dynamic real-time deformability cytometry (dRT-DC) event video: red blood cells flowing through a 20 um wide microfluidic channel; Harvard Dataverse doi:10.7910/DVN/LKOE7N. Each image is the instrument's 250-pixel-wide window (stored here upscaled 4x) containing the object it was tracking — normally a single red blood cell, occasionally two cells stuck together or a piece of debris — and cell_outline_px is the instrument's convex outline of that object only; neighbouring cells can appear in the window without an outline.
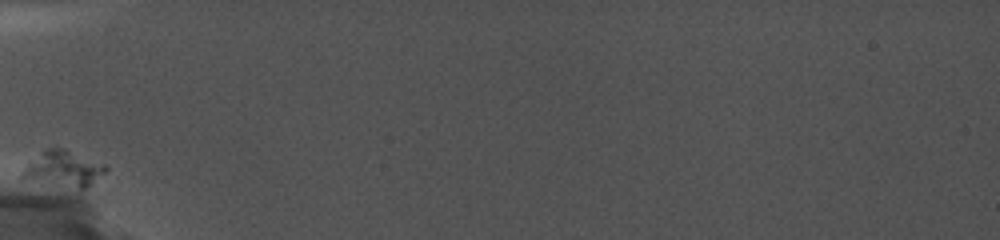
{"species": "common noctule bat (a hibernating species)", "species_latin": "Nyctalus noctula", "temperature_condition": "cold", "stored_images_in_passage": 20, "camera_frame_rate_fps": 5000, "um_per_image_px": 0.085, "animal": {"sex": "female", "body_mass_g": 19.0, "forearm_length_mm": 56.7}, "frame": {"image": 1, "passage_image": 1, "time_ms": 0.0, "image_size_px": [1000, 240], "cell_outline_px": [[108, 168], [104, 172], [84, 188], [80, 188], [20, 180], [20, 172], [28, 160], [44, 148], [64, 148], [104, 164]], "centroid_in_image_um": [5.25, 14.32], "position_along_channel_um": 79.7, "area_um2": 17.46}}
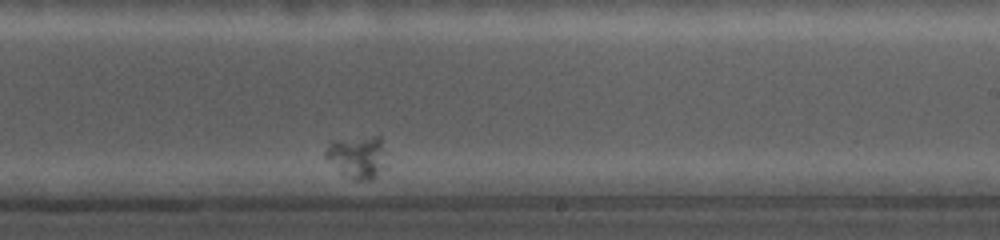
{"frame": {"image": 2, "passage_image": 10, "time_ms": 6.4, "image_size_px": [1000, 240], "cell_outline_px": [[388, 168], [372, 180], [352, 180], [340, 172], [324, 156], [324, 152], [328, 144], [332, 140], [372, 136], [380, 136]], "centroid_in_image_um": [30.41, 13.36], "position_along_channel_um": 258.6, "area_um2": 15.43}}
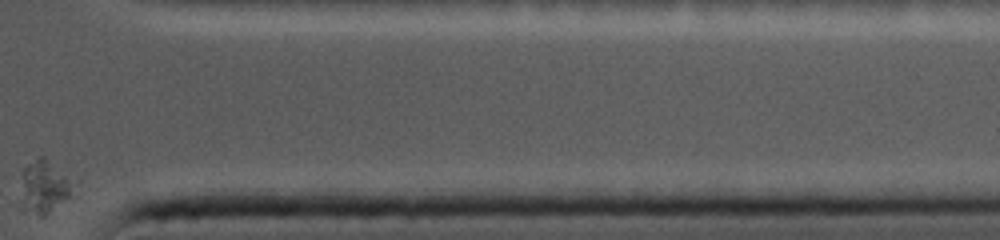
{"frame": {"image": 3, "passage_image": 20, "time_ms": 11.4, "image_size_px": [1000, 240], "cell_outline_px": [[68, 196], [44, 216], [40, 216], [32, 208], [24, 180], [24, 168], [28, 164], [40, 156], [44, 156], [64, 176], [68, 188]], "centroid_in_image_um": [3.79, 15.77], "position_along_channel_um": 407.6, "area_um2": 13.01}}